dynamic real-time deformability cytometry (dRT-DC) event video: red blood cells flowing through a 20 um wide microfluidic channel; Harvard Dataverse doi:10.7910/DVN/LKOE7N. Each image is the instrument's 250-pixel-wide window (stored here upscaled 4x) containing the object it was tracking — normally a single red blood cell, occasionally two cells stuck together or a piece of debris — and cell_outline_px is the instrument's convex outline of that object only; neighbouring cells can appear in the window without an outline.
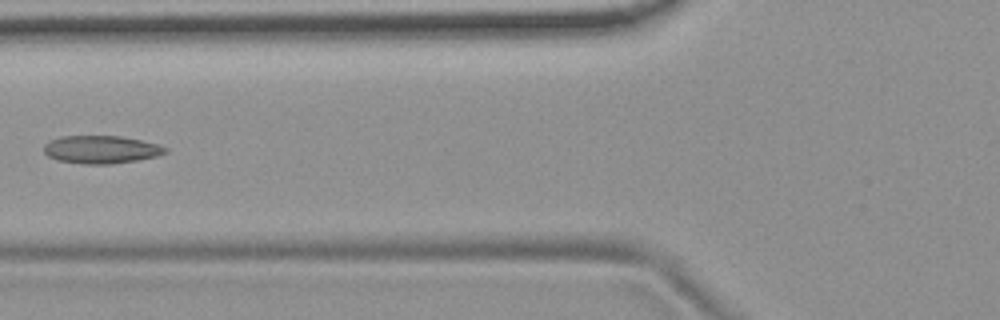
{"species": "common noctule bat (a hibernating species)", "species_latin": "Nyctalus noctula", "temperature_condition": "room temperature", "stored_images_in_passage": 9, "camera_frame_rate_fps": 3000, "um_per_image_px": 0.085, "animal": {"sex": "female", "body_mass_g": 19.9}, "frame": {"image": 1, "passage_image": 7, "time_ms": 2.0, "image_size_px": [1000, 320], "cell_outline_px": [[168, 152], [156, 156], [136, 160], [112, 164], [84, 164], [56, 160], [48, 156], [44, 152], [44, 144], [60, 136], [120, 136], [160, 144], [168, 148]], "centroid_in_image_um": [8.61, 12.71], "position_along_channel_um": 117.2, "area_um2": 19.77}}
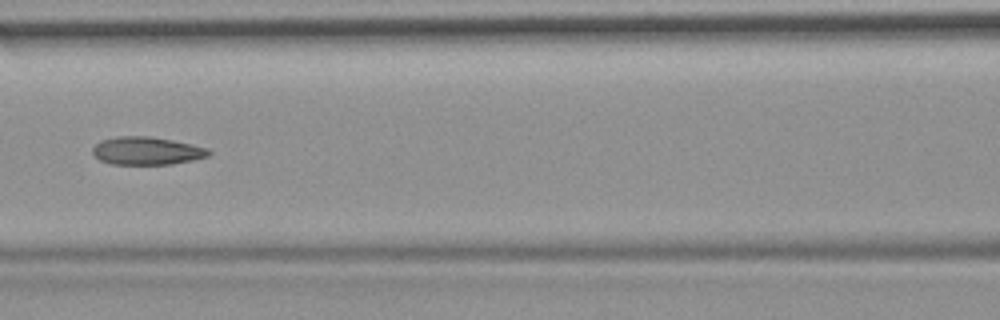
{"frame": {"image": 2, "passage_image": 8, "time_ms": 2.333, "image_size_px": [1000, 320], "cell_outline_px": [[212, 152], [208, 156], [192, 160], [172, 164], [112, 164], [100, 160], [92, 152], [92, 148], [100, 140], [116, 136], [152, 136], [192, 144], [208, 148]], "centroid_in_image_um": [12.47, 12.81], "position_along_channel_um": 154.1, "area_um2": 18.96}}